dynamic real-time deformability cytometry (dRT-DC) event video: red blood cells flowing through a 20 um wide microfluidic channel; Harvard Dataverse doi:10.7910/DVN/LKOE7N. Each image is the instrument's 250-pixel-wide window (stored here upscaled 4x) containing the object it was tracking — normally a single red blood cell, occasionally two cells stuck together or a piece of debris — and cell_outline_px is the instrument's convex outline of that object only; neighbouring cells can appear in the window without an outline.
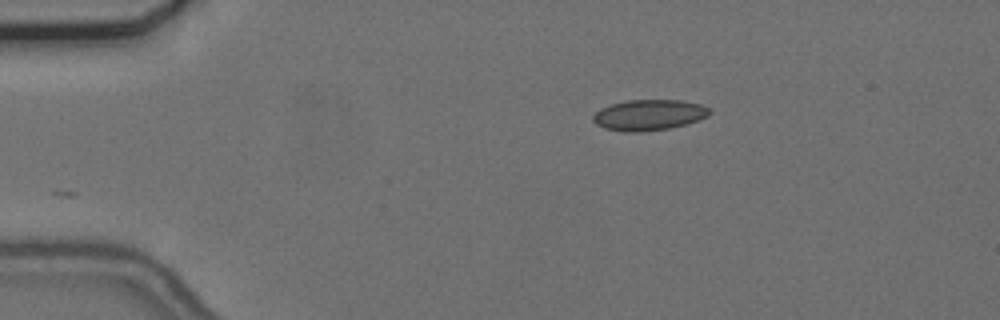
{"species": "common noctule bat (a hibernating species)", "species_latin": "Nyctalus noctula", "temperature_condition": "cold", "stored_images_in_passage": 4, "camera_frame_rate_fps": 3000, "um_per_image_px": 0.085, "animal": {"sex": "female", "body_mass_g": 24.6, "forearm_length_mm": 56.2}, "frame": {"image": 1, "passage_image": 1, "time_ms": 0.0, "image_size_px": [1000, 320], "cell_outline_px": [[712, 112], [708, 116], [700, 120], [668, 128], [640, 132], [624, 132], [604, 128], [596, 124], [592, 120], [592, 116], [600, 108], [612, 104], [628, 100], [680, 100], [700, 104], [708, 108]], "centroid_in_image_um": [55.14, 9.77], "position_along_channel_um": 29.9, "area_um2": 20.87}}